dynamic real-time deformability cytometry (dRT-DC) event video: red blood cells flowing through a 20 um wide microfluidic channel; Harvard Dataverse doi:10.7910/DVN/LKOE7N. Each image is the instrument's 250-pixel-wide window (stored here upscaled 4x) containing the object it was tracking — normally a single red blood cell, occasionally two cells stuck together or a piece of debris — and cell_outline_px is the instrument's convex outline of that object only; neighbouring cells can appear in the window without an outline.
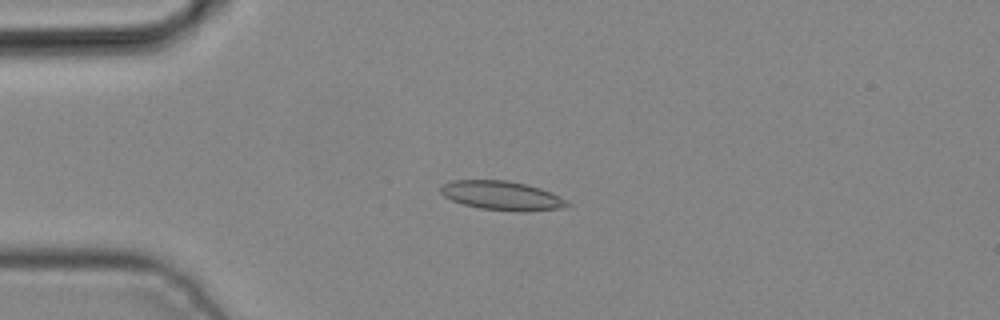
{"species": "common noctule bat (a hibernating species)", "species_latin": "Nyctalus noctula", "temperature_condition": "cold", "stored_images_in_passage": 5, "camera_frame_rate_fps": 3000, "um_per_image_px": 0.085, "animal": {"sex": "male", "body_mass_g": 19.2, "forearm_length_mm": 51.8}, "frame": {"image": 1, "passage_image": 4, "time_ms": 1.0, "image_size_px": [1000, 320], "cell_outline_px": [[572, 204], [564, 208], [480, 208], [464, 204], [452, 200], [444, 196], [440, 192], [440, 184], [452, 180], [508, 180], [540, 188]], "centroid_in_image_um": [42.5, 16.55], "position_along_channel_um": 42.5, "area_um2": 20.06}}
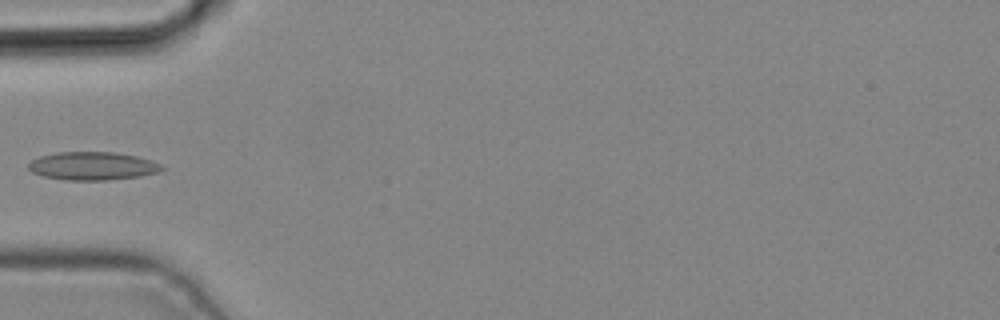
{"frame": {"image": 2, "passage_image": 5, "time_ms": 1.333, "image_size_px": [1000, 320], "cell_outline_px": [[164, 168], [156, 172], [140, 176], [108, 180], [64, 180], [44, 176], [32, 172], [28, 168], [28, 164], [32, 160], [40, 156], [60, 152], [112, 152], [136, 156], [152, 160], [160, 164]], "centroid_in_image_um": [7.85, 14.11], "position_along_channel_um": 77.1, "area_um2": 21.73}}